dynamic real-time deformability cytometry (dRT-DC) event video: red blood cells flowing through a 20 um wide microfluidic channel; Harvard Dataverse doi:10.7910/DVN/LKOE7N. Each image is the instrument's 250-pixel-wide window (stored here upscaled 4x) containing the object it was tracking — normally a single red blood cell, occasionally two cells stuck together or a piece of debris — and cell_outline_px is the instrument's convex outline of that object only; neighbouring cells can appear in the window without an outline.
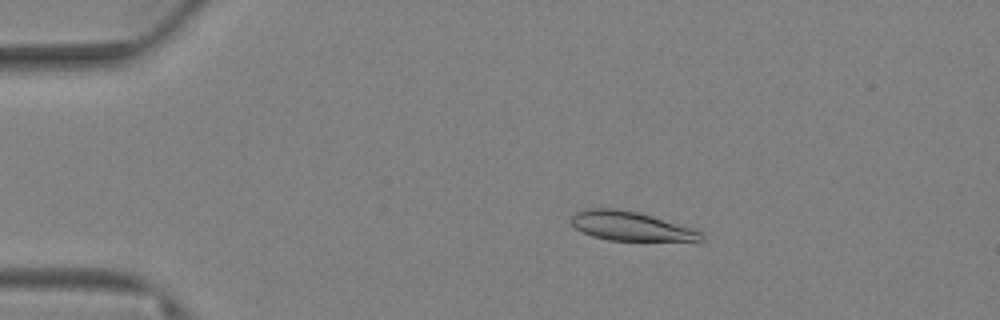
{"species": "Egyptian fruit bat (a non-hibernating species)", "species_latin": "Rousettus aegyptiacus", "temperature_condition": "warm", "stored_images_in_passage": 79, "camera_frame_rate_fps": 3000, "um_per_image_px": 0.085, "animal": {"sex": "female"}, "frame": {"image": 1, "passage_image": 15, "time_ms": 4.667, "image_size_px": [1000, 320], "cell_outline_px": [[704, 240], [696, 244], [608, 240], [592, 236], [576, 228], [572, 224], [572, 216], [576, 212], [584, 208], [616, 208], [636, 212], [652, 216], [696, 228], [704, 236]], "centroid_in_image_um": [53.81, 19.28], "position_along_channel_um": 31.2, "area_um2": 23.24}}
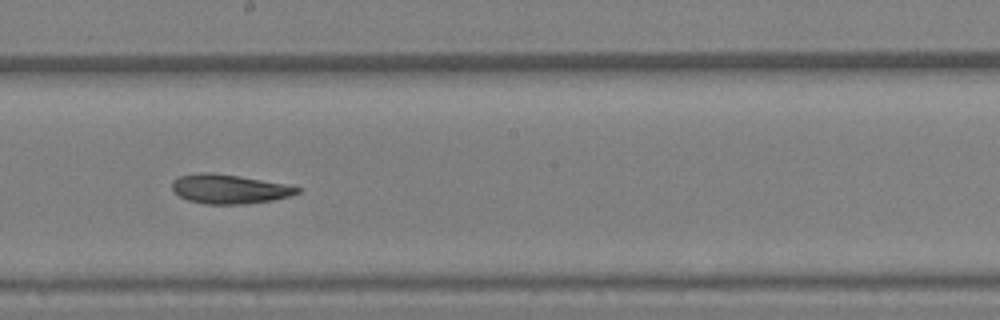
{"frame": {"image": 2, "passage_image": 45, "time_ms": 14.667, "image_size_px": [1000, 320], "cell_outline_px": [[300, 192], [288, 196], [272, 200], [244, 204], [204, 204], [188, 200], [180, 196], [172, 188], [172, 180], [180, 176], [200, 172], [208, 172], [240, 176], [288, 184], [300, 188]], "centroid_in_image_um": [19.49, 16.06], "position_along_channel_um": 228.7, "area_um2": 21.27}}
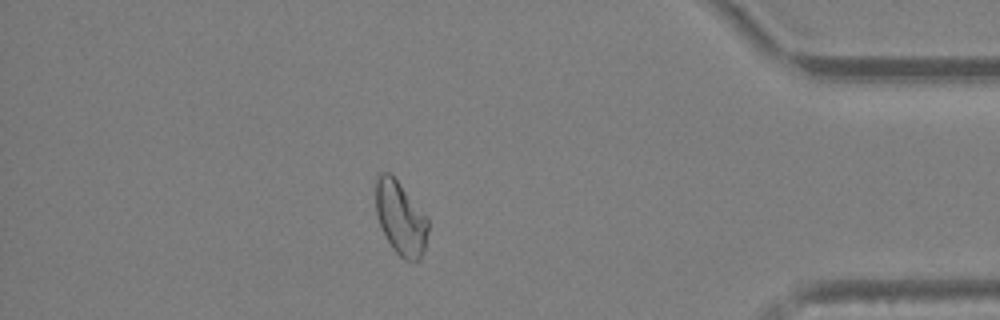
{"frame": {"image": 3, "passage_image": 69, "time_ms": 22.667, "image_size_px": [1000, 320], "cell_outline_px": [[428, 232], [424, 248], [420, 260], [416, 264], [404, 260], [392, 248], [380, 224], [376, 212], [376, 176], [380, 172], [388, 172], [400, 184], [428, 216]], "centroid_in_image_um": [34.07, 18.57], "position_along_channel_um": 401.1, "area_um2": 22.48}, "authors_computed_cell_mechanics": {"area_um2": 22.5998, "velocity_mm_per_s": 2.6075, "shape_relaxation_time_tau1_ms": null, "shape_relaxation_time_tau2_ms": 4.0523, "deformation_change_tau1": null, "deformation_change_tau2": 0.0862}}